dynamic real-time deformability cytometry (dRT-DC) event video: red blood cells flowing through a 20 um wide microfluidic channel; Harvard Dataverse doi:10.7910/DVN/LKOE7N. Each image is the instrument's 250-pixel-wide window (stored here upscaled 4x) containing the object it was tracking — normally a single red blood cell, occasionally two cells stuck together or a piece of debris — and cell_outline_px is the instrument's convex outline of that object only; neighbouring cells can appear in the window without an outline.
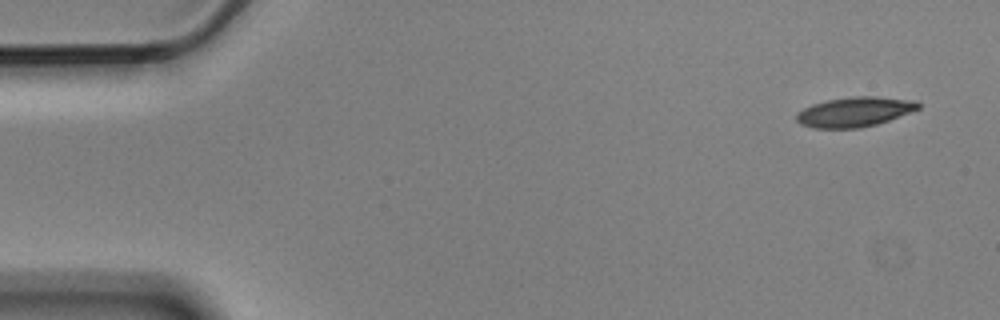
{"species": "Egyptian fruit bat (a non-hibernating species)", "species_latin": "Rousettus aegyptiacus", "temperature_condition": "cold", "stored_images_in_passage": 5, "camera_frame_rate_fps": 3000, "um_per_image_px": 0.085, "animal": {"sex": "male"}, "frame": {"image": 1, "passage_image": 1, "time_ms": 0.0, "image_size_px": [1000, 320], "cell_outline_px": [[920, 108], [888, 120], [876, 124], [860, 128], [812, 128], [800, 124], [796, 120], [796, 112], [812, 104], [828, 100], [852, 96], [876, 96], [916, 100], [920, 104]], "centroid_in_image_um": [72.62, 9.5], "position_along_channel_um": 12.4, "area_um2": 21.15}}
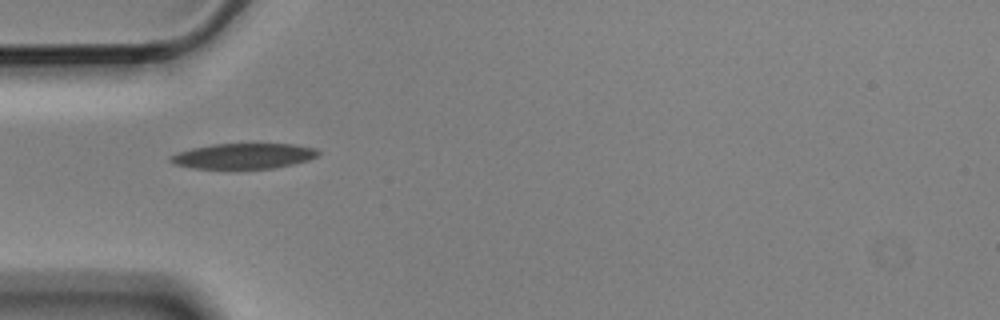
{"frame": {"image": 2, "passage_image": 5, "time_ms": 1.333, "image_size_px": [1000, 320], "cell_outline_px": [[320, 152], [316, 156], [308, 160], [292, 164], [272, 168], [192, 168], [172, 164], [168, 160], [172, 156], [180, 152], [192, 148], [212, 144], [292, 144], [316, 148]], "centroid_in_image_um": [20.7, 13.26], "position_along_channel_um": 64.3, "area_um2": 21.62}}